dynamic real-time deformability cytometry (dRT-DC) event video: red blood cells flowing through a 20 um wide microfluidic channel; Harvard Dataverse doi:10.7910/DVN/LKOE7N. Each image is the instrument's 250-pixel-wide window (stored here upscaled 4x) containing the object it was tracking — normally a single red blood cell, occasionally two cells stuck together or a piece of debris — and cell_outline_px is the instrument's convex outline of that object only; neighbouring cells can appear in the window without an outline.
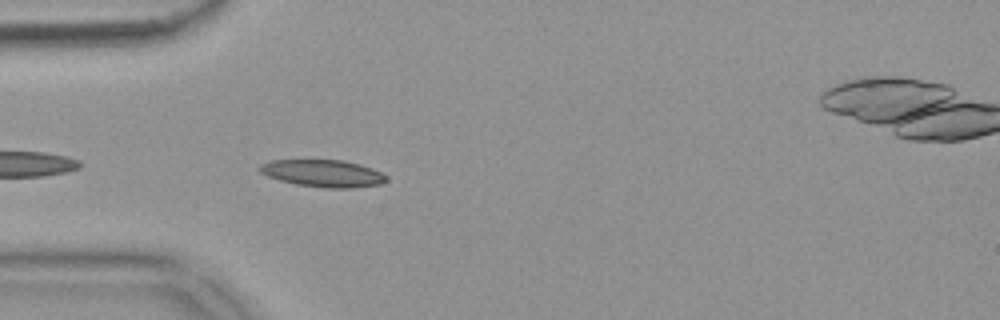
{"species": "common noctule bat (a hibernating species)", "species_latin": "Nyctalus noctula", "temperature_condition": "warm", "stored_images_in_passage": 12, "camera_frame_rate_fps": 3000, "um_per_image_px": 0.085, "animal": {"sex": "female", "body_mass_g": 18.4}, "frame": {"image": 1, "passage_image": 3, "time_ms": 0.667, "image_size_px": [1000, 320], "cell_outline_px": [[388, 180], [380, 184], [352, 188], [324, 188], [296, 184], [280, 180], [268, 176], [260, 172], [256, 168], [260, 164], [272, 160], [344, 160], [360, 164], [372, 168], [388, 176]], "centroid_in_image_um": [27.46, 14.73], "position_along_channel_um": 57.5, "area_um2": 20.17}}
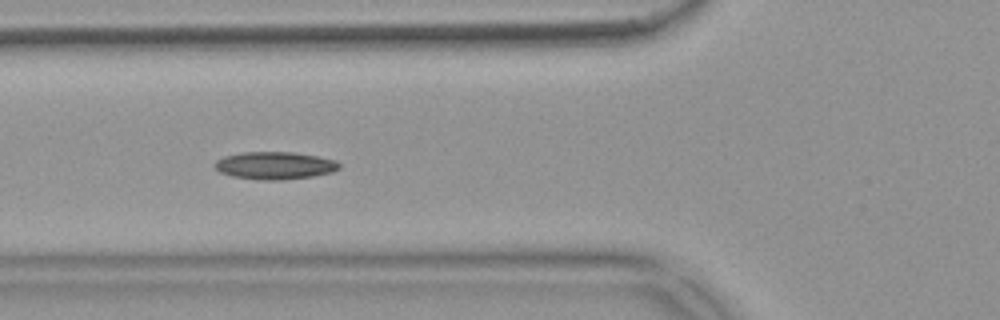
{"frame": {"image": 2, "passage_image": 7, "time_ms": 2.0, "image_size_px": [1000, 320], "cell_outline_px": [[340, 168], [332, 172], [312, 176], [280, 180], [268, 180], [232, 176], [220, 172], [212, 164], [216, 160], [224, 156], [240, 152], [292, 152], [316, 156], [336, 160], [340, 164]], "centroid_in_image_um": [23.34, 14.06], "position_along_channel_um": 102.5, "area_um2": 19.88}}